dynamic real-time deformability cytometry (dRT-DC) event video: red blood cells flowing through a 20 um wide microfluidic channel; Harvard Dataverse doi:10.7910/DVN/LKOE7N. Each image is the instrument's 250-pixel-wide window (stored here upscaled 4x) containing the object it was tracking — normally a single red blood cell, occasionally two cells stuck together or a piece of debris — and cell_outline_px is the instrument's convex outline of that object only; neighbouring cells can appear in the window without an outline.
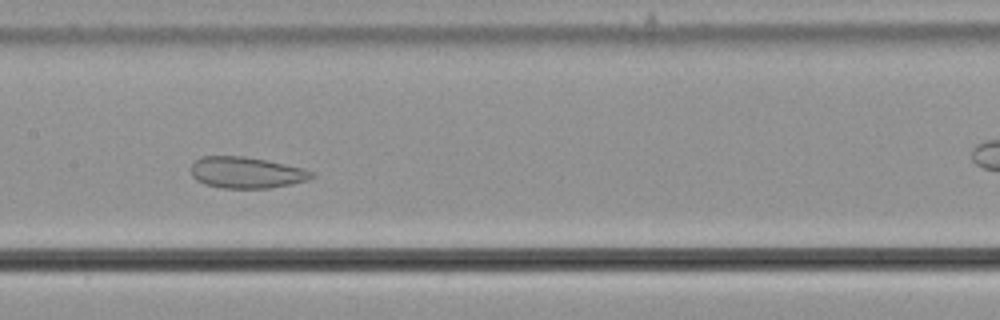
{"species": "common noctule bat (a hibernating species)", "species_latin": "Nyctalus noctula", "temperature_condition": "cold", "stored_images_in_passage": 50, "camera_frame_rate_fps": 3000, "um_per_image_px": 0.085, "animal": {"sex": "male", "body_mass_g": 21.5, "forearm_length_mm": 52.0}, "frame": {"image": 1, "passage_image": 27, "time_ms": 8.667, "image_size_px": [1000, 320], "cell_outline_px": [[316, 176], [308, 180], [292, 184], [268, 188], [220, 188], [204, 184], [196, 180], [192, 176], [192, 164], [200, 156], [244, 156], [304, 168], [316, 172]], "centroid_in_image_um": [20.97, 14.67], "position_along_channel_um": 186.4, "area_um2": 22.14}}
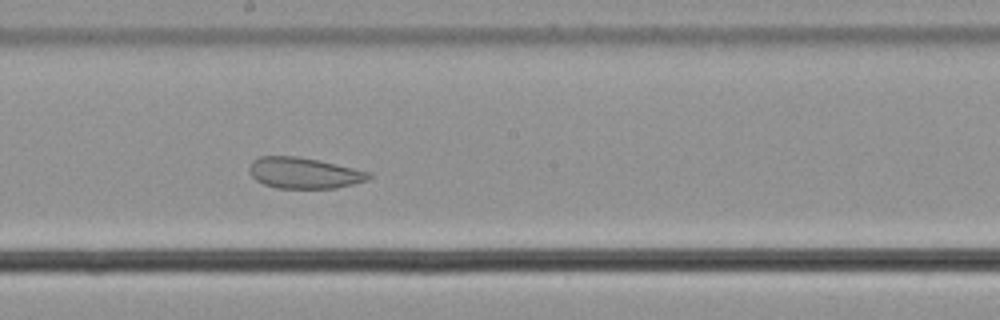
{"frame": {"image": 2, "passage_image": 30, "time_ms": 9.667, "image_size_px": [1000, 320], "cell_outline_px": [[372, 176], [368, 180], [336, 188], [276, 188], [264, 184], [256, 180], [248, 172], [248, 168], [252, 160], [260, 156], [296, 156], [320, 160], [372, 172]], "centroid_in_image_um": [25.84, 14.7], "position_along_channel_um": 222.4, "area_um2": 21.79}, "authors_computed_cell_mechanics": {"area_um2": 23.9003, "velocity_mm_per_s": 3.596, "shape_relaxation_time_tau1_ms": null, "shape_relaxation_time_tau2_ms": 1.8141, "deformation_change_tau1": null, "deformation_change_tau2": 0.0731}}